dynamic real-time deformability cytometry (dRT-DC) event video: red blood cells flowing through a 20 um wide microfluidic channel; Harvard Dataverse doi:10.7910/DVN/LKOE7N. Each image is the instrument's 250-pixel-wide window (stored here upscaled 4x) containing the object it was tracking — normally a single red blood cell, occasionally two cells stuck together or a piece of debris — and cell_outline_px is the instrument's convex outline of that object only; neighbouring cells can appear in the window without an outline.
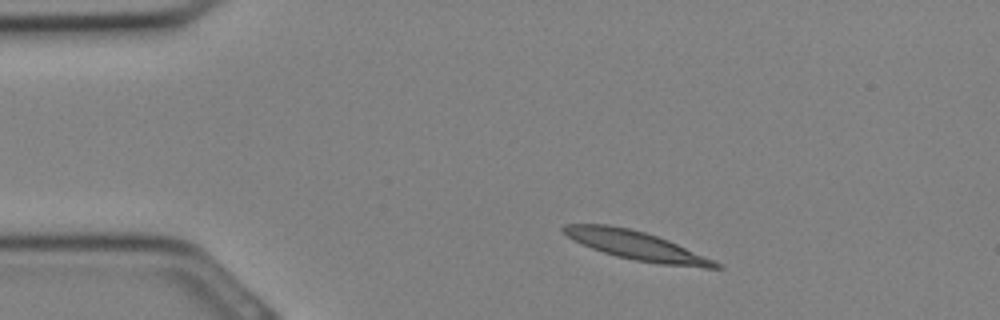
{"species": "Egyptian fruit bat (a non-hibernating species)", "species_latin": "Rousettus aegyptiacus", "temperature_condition": "cold", "stored_images_in_passage": 28, "camera_frame_rate_fps": 3000, "um_per_image_px": 0.085, "animal": {"sex": "female"}, "frame": {"image": 1, "passage_image": 2, "time_ms": 0.333, "image_size_px": [1000, 320], "cell_outline_px": [[724, 268], [704, 268], [660, 264], [636, 260], [616, 256], [592, 248], [568, 236], [560, 228], [564, 224], [608, 224], [628, 228], [644, 232], [668, 240], [712, 260], [720, 264]], "centroid_in_image_um": [54.08, 20.86], "position_along_channel_um": 30.9, "area_um2": 24.85}}
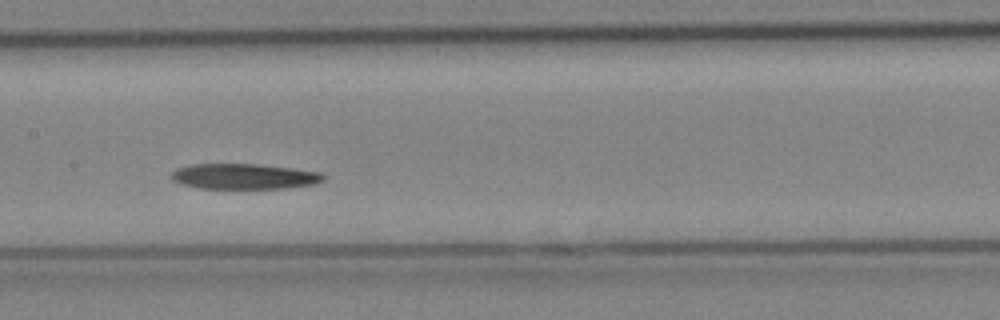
{"frame": {"image": 2, "passage_image": 12, "time_ms": 3.667, "image_size_px": [1000, 320], "cell_outline_px": [[324, 180], [316, 184], [284, 188], [200, 188], [180, 184], [172, 180], [172, 172], [176, 168], [192, 164], [256, 164], [292, 168], [320, 172], [324, 176]], "centroid_in_image_um": [20.74, 14.99], "position_along_channel_um": 186.7, "area_um2": 22.48}}
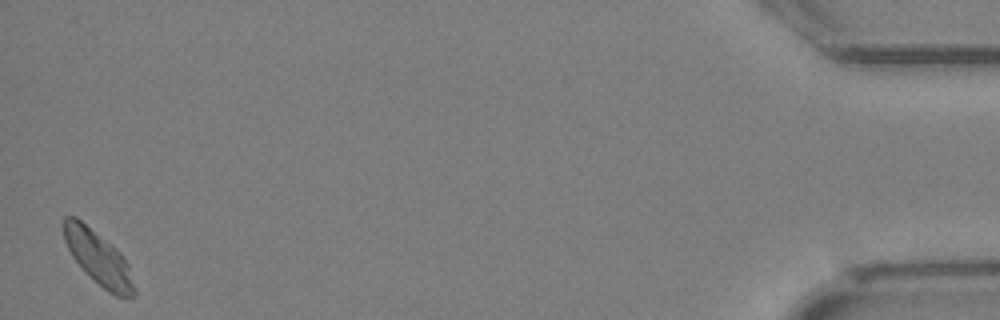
{"frame": {"image": 3, "passage_image": 28, "time_ms": 9.0, "image_size_px": [1000, 320], "cell_outline_px": [[136, 292], [132, 300], [116, 296], [108, 292], [84, 272], [72, 256], [64, 240], [64, 216], [76, 216], [116, 248], [120, 252], [128, 264], [136, 288]], "centroid_in_image_um": [8.4, 21.97], "position_along_channel_um": 426.8, "area_um2": 22.25}}